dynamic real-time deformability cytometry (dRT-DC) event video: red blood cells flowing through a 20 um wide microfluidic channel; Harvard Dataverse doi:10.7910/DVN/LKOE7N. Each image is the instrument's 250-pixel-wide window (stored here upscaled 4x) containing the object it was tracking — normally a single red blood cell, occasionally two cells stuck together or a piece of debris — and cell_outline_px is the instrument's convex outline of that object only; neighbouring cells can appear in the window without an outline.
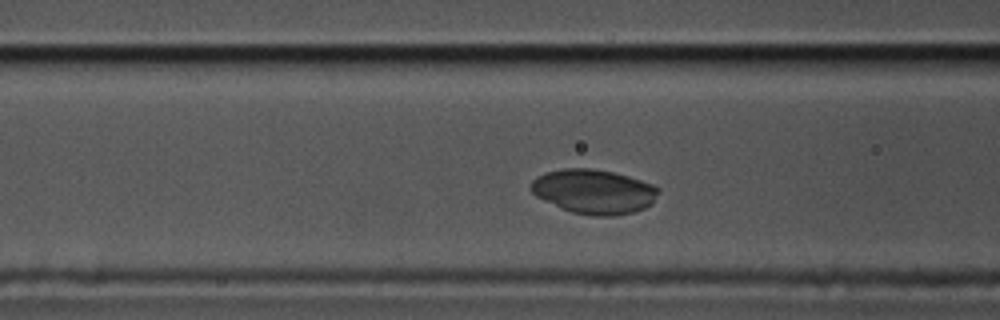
{"species": "common noctule bat (a hibernating species)", "species_latin": "Nyctalus noctula", "temperature_condition": "cold", "stored_images_in_passage": 41, "camera_frame_rate_fps": 3000, "um_per_image_px": 0.085, "animal": {"sex": "male", "body_mass_g": 17.5, "forearm_length_mm": 52.3}, "frame": {"image": 1, "passage_image": 6, "time_ms": 1.667, "image_size_px": [1000, 320], "cell_outline_px": [[660, 192], [652, 204], [636, 212], [612, 216], [592, 216], [572, 212], [536, 196], [528, 188], [528, 184], [536, 176], [544, 172], [564, 168], [592, 168], [612, 172], [628, 176], [652, 184], [660, 188]], "centroid_in_image_um": [50.47, 16.27], "position_along_channel_um": 116.1, "area_um2": 33.23}}
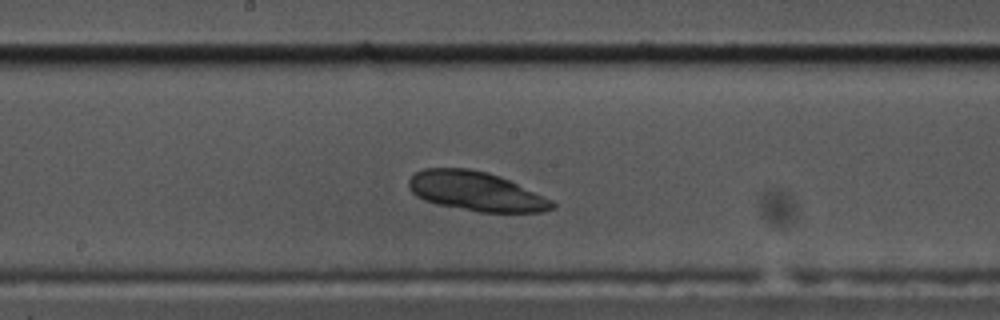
{"frame": {"image": 2, "passage_image": 14, "time_ms": 4.333, "image_size_px": [1000, 320], "cell_outline_px": [[556, 208], [540, 212], [480, 212], [436, 204], [424, 200], [416, 196], [408, 188], [408, 180], [416, 172], [424, 168], [468, 168], [488, 172], [500, 176], [552, 200], [556, 204]], "centroid_in_image_um": [40.44, 16.26], "position_along_channel_um": 207.8, "area_um2": 32.83}}
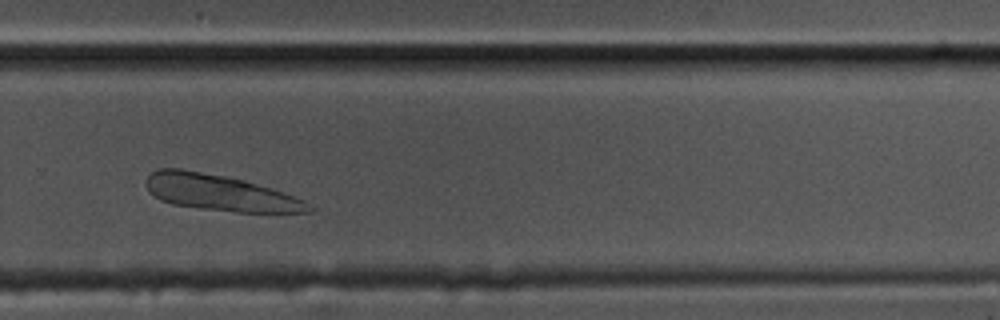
{"frame": {"image": 3, "passage_image": 23, "time_ms": 7.333, "image_size_px": [1000, 320], "cell_outline_px": [[316, 208], [312, 212], [236, 212], [172, 204], [160, 200], [152, 196], [148, 192], [144, 184], [144, 180], [152, 172], [160, 168], [180, 168], [228, 176], [244, 180], [272, 188], [304, 200]], "centroid_in_image_um": [18.67, 16.37], "position_along_channel_um": 311.1, "area_um2": 34.39}}